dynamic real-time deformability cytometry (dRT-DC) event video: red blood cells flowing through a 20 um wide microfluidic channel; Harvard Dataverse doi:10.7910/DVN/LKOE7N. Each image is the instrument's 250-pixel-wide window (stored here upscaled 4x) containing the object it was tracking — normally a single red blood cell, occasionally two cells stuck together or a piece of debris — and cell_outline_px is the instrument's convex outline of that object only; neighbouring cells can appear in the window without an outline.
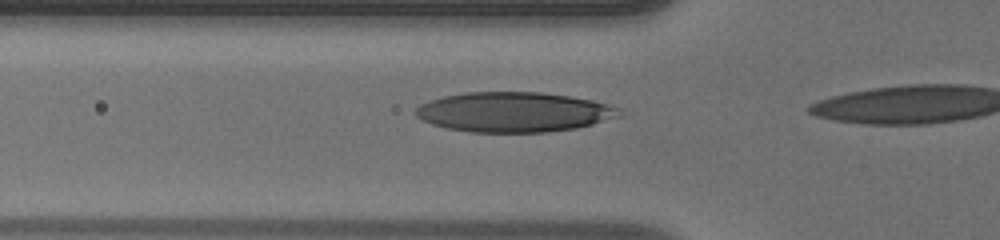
{"species": "human", "species_latin": "Homo sapiens", "temperature_condition": "warm", "stored_images_in_passage": 13, "camera_frame_rate_fps": 3000, "um_per_image_px": 0.085, "donor": {"sex": "male"}, "frame": {"image": 1, "passage_image": 11, "time_ms": 3.333, "image_size_px": [1000, 240], "cell_outline_px": [[624, 116], [576, 128], [548, 132], [472, 132], [448, 128], [432, 124], [416, 116], [416, 108], [420, 104], [444, 96], [464, 92], [540, 92], [568, 96], [592, 100], [624, 108]], "centroid_in_image_um": [43.77, 9.52], "position_along_channel_um": 82.0, "area_um2": 47.51}}